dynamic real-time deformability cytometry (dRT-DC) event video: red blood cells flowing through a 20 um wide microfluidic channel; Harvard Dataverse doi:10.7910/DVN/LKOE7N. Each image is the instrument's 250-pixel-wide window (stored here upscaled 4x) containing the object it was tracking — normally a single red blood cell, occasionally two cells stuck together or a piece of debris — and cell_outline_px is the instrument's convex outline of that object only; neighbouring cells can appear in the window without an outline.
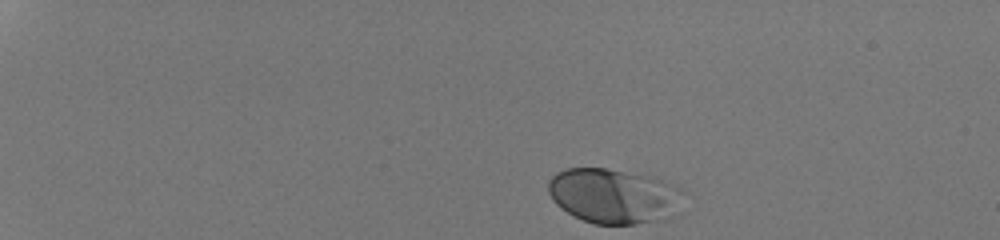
{"species": "human", "species_latin": "Homo sapiens", "temperature_condition": "room temperature", "stored_images_in_passage": 37, "camera_frame_rate_fps": 3000, "um_per_image_px": 0.085, "donor": {"sex": "male"}, "frame": {"image": 1, "passage_image": 1, "time_ms": 0.0, "image_size_px": [1000, 240], "cell_outline_px": [[684, 192], [680, 216], [636, 224], [596, 224], [584, 220], [560, 208], [552, 200], [548, 192], [548, 180], [556, 172], [568, 168], [604, 168], [656, 176], [680, 188]], "centroid_in_image_um": [52.25, 16.65], "position_along_channel_um": 32.8, "area_um2": 44.1}}
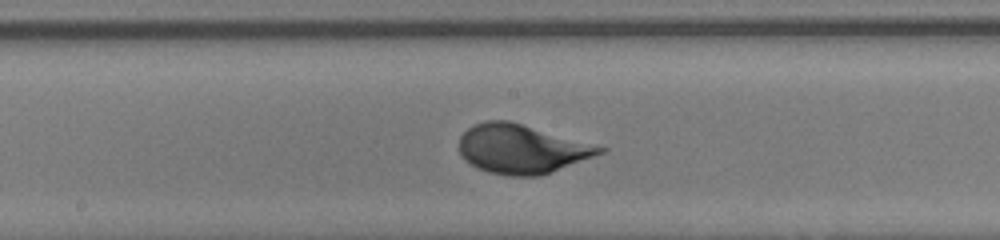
{"frame": {"image": 2, "passage_image": 22, "time_ms": 7.0, "image_size_px": [1000, 240], "cell_outline_px": [[608, 148], [604, 152], [540, 176], [508, 176], [488, 172], [476, 168], [464, 160], [460, 156], [460, 136], [472, 124], [488, 120], [508, 120]], "centroid_in_image_um": [44.29, 12.66], "position_along_channel_um": 203.9, "area_um2": 40.0}}
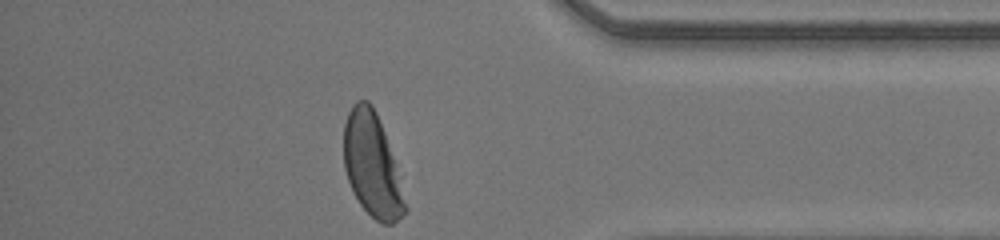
{"frame": {"image": 3, "passage_image": 37, "time_ms": 12.0, "image_size_px": [1000, 240], "cell_outline_px": [[408, 208], [392, 224], [384, 224], [376, 220], [360, 204], [352, 192], [344, 168], [344, 124], [348, 112], [352, 104], [356, 100], [368, 100], [372, 104], [376, 112], [384, 132]], "centroid_in_image_um": [31.59, 14.01], "position_along_channel_um": 403.6, "area_um2": 36.36}, "authors_computed_cell_mechanics": {"area_um2": 39.1306, "velocity_mm_per_s": 4.2129, "shape_relaxation_time_tau1_ms": 3.2874, "shape_relaxation_time_tau2_ms": null, "deformation_change_tau1": 0.1699, "deformation_change_tau2": null}}